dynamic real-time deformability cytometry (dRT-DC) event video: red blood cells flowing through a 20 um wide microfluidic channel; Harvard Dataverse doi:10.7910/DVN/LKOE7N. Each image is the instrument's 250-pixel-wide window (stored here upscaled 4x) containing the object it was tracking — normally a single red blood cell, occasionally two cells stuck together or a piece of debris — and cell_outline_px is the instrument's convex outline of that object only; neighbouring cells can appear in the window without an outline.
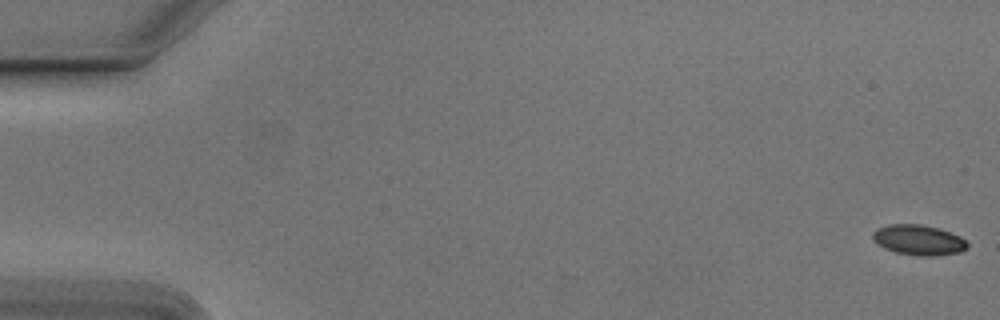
{"species": "Egyptian fruit bat (a non-hibernating species)", "species_latin": "Rousettus aegyptiacus", "temperature_condition": "cold", "stored_images_in_passage": 55, "camera_frame_rate_fps": 3000, "um_per_image_px": 0.085, "animal": {"sex": "male"}, "frame": {"image": 1, "passage_image": 1, "time_ms": 0.0, "image_size_px": [1000, 320], "cell_outline_px": [[968, 248], [960, 252], [932, 256], [916, 256], [896, 252], [884, 248], [876, 244], [872, 240], [872, 232], [876, 228], [888, 224], [920, 224], [940, 228], [960, 236], [968, 244]], "centroid_in_image_um": [78.04, 20.39], "position_along_channel_um": 7.0, "area_um2": 16.94}}
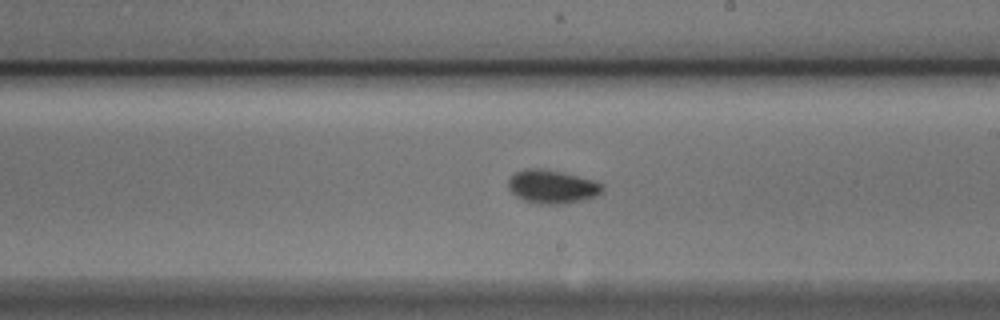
{"frame": {"image": 2, "passage_image": 32, "time_ms": 10.333, "image_size_px": [1000, 320], "cell_outline_px": [[604, 192], [596, 196], [564, 204], [540, 204], [524, 200], [516, 196], [508, 188], [508, 180], [516, 172], [524, 168], [544, 168], [592, 180], [604, 184]], "centroid_in_image_um": [46.93, 15.86], "position_along_channel_um": 242.1, "area_um2": 18.32}}
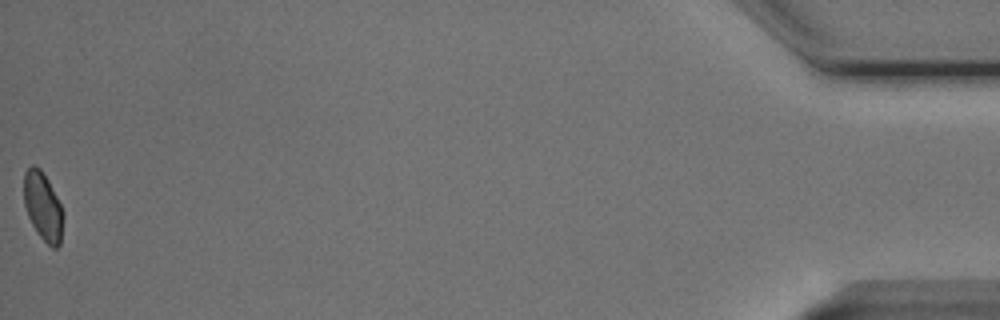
{"frame": {"image": 3, "passage_image": 55, "time_ms": 18.0, "image_size_px": [1000, 320], "cell_outline_px": [[64, 216], [60, 244], [56, 248], [52, 248], [36, 232], [28, 216], [24, 204], [24, 172], [32, 164], [40, 168], [48, 180], [64, 212]], "centroid_in_image_um": [3.65, 17.55], "position_along_channel_um": 431.5, "area_um2": 15.66}, "authors_computed_cell_mechanics": {"area_um2": 16.9932, "velocity_mm_per_s": 3.7761, "shape_relaxation_time_tau1_ms": 4.0062, "shape_relaxation_time_tau2_ms": null, "deformation_change_tau1": 0.1015, "deformation_change_tau2": null}}